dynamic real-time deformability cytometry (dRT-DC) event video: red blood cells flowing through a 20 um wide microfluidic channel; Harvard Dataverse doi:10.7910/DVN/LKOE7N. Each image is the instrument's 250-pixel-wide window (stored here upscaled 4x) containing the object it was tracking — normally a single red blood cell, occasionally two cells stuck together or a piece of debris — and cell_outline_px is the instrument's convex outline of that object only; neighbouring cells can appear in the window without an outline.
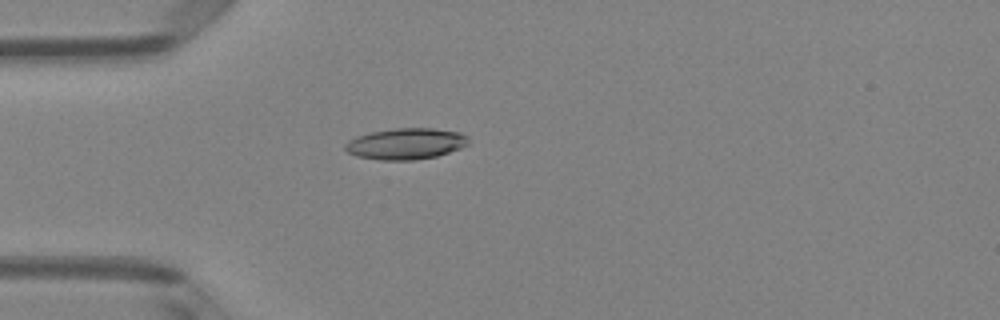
{"species": "Egyptian fruit bat (a non-hibernating species)", "species_latin": "Rousettus aegyptiacus", "temperature_condition": "room temperature", "stored_images_in_passage": 50, "camera_frame_rate_fps": 3000, "um_per_image_px": 0.085, "animal": {"sex": "female"}, "frame": {"image": 1, "passage_image": 14, "time_ms": 4.333, "image_size_px": [1000, 320], "cell_outline_px": [[468, 144], [460, 148], [436, 156], [412, 160], [380, 160], [356, 156], [348, 152], [344, 148], [344, 144], [348, 140], [356, 136], [372, 132], [396, 128], [432, 128], [460, 132], [468, 136]], "centroid_in_image_um": [34.48, 12.21], "position_along_channel_um": 50.5, "area_um2": 22.37}}
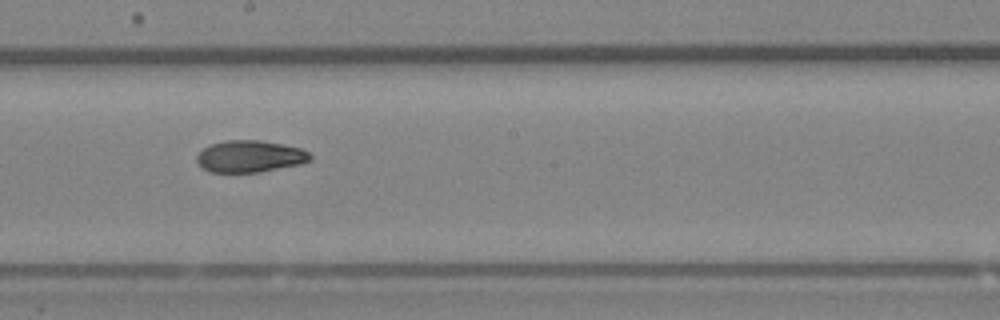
{"frame": {"image": 2, "passage_image": 28, "time_ms": 9.0, "image_size_px": [1000, 320], "cell_outline_px": [[312, 160], [300, 164], [260, 172], [208, 172], [196, 160], [196, 156], [204, 148], [212, 144], [224, 140], [260, 140], [300, 148], [308, 152], [312, 156]], "centroid_in_image_um": [21.25, 13.29], "position_along_channel_um": 227.0, "area_um2": 20.92}}
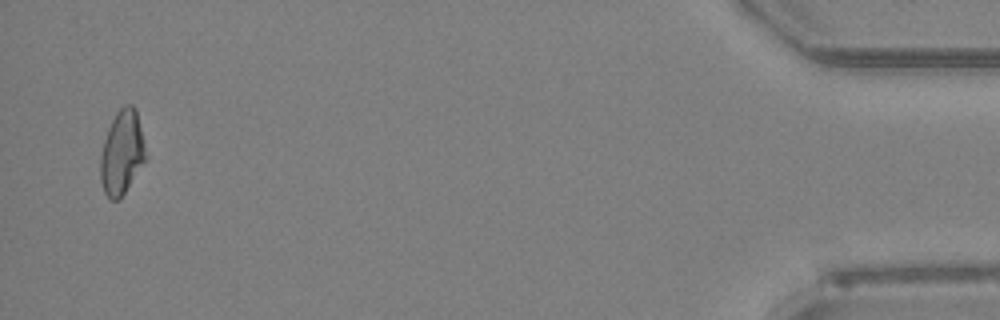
{"frame": {"image": 3, "passage_image": 49, "time_ms": 16.0, "image_size_px": [1000, 320], "cell_outline_px": [[148, 156], [124, 192], [116, 200], [108, 200], [104, 192], [100, 180], [100, 156], [104, 140], [108, 128], [116, 112], [120, 108], [128, 104], [132, 104], [136, 108]], "centroid_in_image_um": [10.36, 12.95], "position_along_channel_um": 424.8, "area_um2": 22.2}, "authors_computed_cell_mechanics": {"area_um2": 21.5594, "velocity_mm_per_s": 4.0395, "shape_relaxation_time_tau1_ms": 6.0083, "shape_relaxation_time_tau2_ms": 6.507, "deformation_change_tau1": 0.1748, "deformation_change_tau2": 0.1097}}